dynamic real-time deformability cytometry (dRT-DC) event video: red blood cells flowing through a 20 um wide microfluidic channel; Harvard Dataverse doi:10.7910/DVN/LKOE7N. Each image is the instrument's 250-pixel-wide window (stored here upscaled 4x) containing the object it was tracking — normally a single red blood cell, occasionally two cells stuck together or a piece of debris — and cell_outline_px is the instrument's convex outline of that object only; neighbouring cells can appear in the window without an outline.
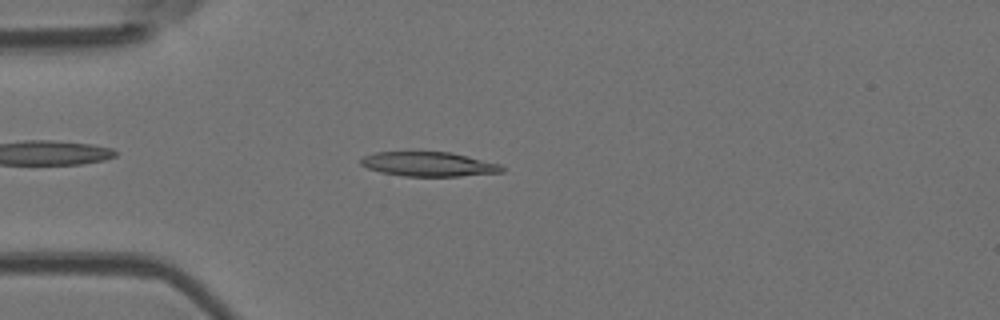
{"species": "Egyptian fruit bat (a non-hibernating species)", "species_latin": "Rousettus aegyptiacus", "temperature_condition": "room temperature", "stored_images_in_passage": 47, "camera_frame_rate_fps": 3000, "um_per_image_px": 0.085, "animal": {"sex": "female"}, "frame": {"image": 1, "passage_image": 8, "time_ms": 2.333, "image_size_px": [1000, 320], "cell_outline_px": [[504, 172], [460, 176], [404, 176], [380, 172], [368, 168], [360, 164], [360, 160], [364, 156], [376, 152], [452, 152], [500, 164], [504, 168]], "centroid_in_image_um": [36.45, 13.95], "position_along_channel_um": 48.6, "area_um2": 20.06}}
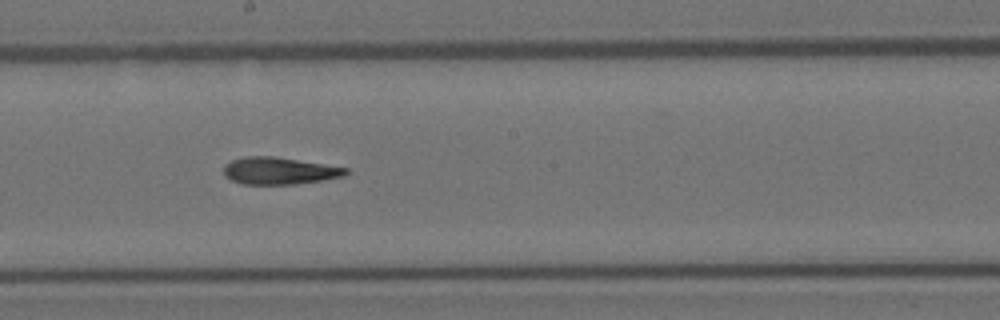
{"frame": {"image": 2, "passage_image": 23, "time_ms": 7.333, "image_size_px": [1000, 320], "cell_outline_px": [[348, 172], [344, 176], [320, 180], [292, 184], [244, 184], [232, 180], [224, 176], [224, 164], [232, 160], [244, 156], [272, 156], [348, 168]], "centroid_in_image_um": [23.69, 14.51], "position_along_channel_um": 224.5, "area_um2": 19.02}}
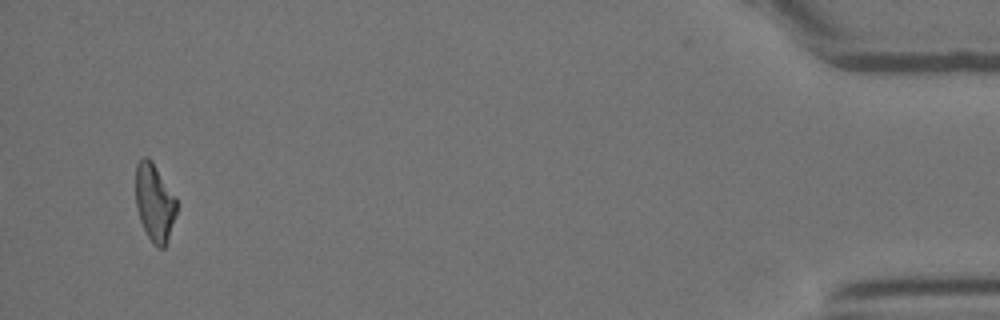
{"frame": {"image": 3, "passage_image": 45, "time_ms": 14.667, "image_size_px": [1000, 320], "cell_outline_px": [[176, 212], [164, 248], [156, 248], [152, 244], [140, 220], [136, 208], [136, 164], [144, 156], [148, 156], [152, 160], [176, 196]], "centroid_in_image_um": [13.12, 17.18], "position_along_channel_um": 422.1, "area_um2": 18.5}, "authors_computed_cell_mechanics": {"area_um2": 19.5942, "velocity_mm_per_s": 3.7848, "shape_relaxation_time_tau1_ms": null, "shape_relaxation_time_tau2_ms": 9.4813, "deformation_change_tau1": null, "deformation_change_tau2": 0.229}}